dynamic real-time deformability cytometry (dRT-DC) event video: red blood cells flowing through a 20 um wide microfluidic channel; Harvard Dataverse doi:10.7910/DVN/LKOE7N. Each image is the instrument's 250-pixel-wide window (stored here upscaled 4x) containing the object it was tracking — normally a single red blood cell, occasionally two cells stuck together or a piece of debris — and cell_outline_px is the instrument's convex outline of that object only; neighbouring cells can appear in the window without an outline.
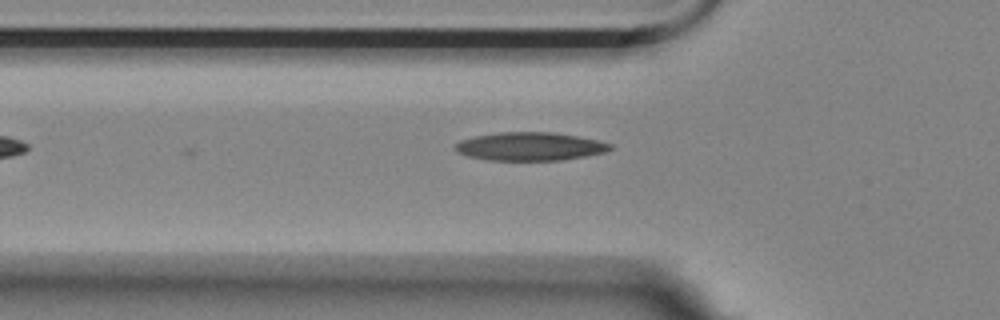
{"species": "Egyptian fruit bat (a non-hibernating species)", "species_latin": "Rousettus aegyptiacus", "temperature_condition": "room temperature", "stored_images_in_passage": 5, "camera_frame_rate_fps": 3000, "um_per_image_px": 0.085, "animal": {"sex": "female"}, "frame": {"image": 1, "passage_image": 5, "time_ms": 1.333, "image_size_px": [1000, 320], "cell_outline_px": [[612, 148], [604, 152], [584, 156], [560, 160], [488, 160], [468, 156], [456, 152], [456, 144], [460, 140], [476, 136], [500, 132], [552, 132], [600, 140], [612, 144]], "centroid_in_image_um": [45.05, 12.44], "position_along_channel_um": 80.8, "area_um2": 25.37}}